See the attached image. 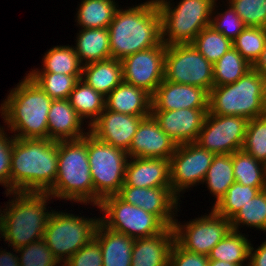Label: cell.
Segmentation results:
<instances>
[{"label": "cell", "mask_w": 266, "mask_h": 266, "mask_svg": "<svg viewBox=\"0 0 266 266\" xmlns=\"http://www.w3.org/2000/svg\"><path fill=\"white\" fill-rule=\"evenodd\" d=\"M58 141L14 138L10 193H47L58 173Z\"/></svg>", "instance_id": "cell-1"}, {"label": "cell", "mask_w": 266, "mask_h": 266, "mask_svg": "<svg viewBox=\"0 0 266 266\" xmlns=\"http://www.w3.org/2000/svg\"><path fill=\"white\" fill-rule=\"evenodd\" d=\"M112 59L122 60L138 51L158 45L161 40V18L156 0L118 8L108 27Z\"/></svg>", "instance_id": "cell-2"}, {"label": "cell", "mask_w": 266, "mask_h": 266, "mask_svg": "<svg viewBox=\"0 0 266 266\" xmlns=\"http://www.w3.org/2000/svg\"><path fill=\"white\" fill-rule=\"evenodd\" d=\"M52 101L26 74L3 100L0 113L15 138L48 139V112Z\"/></svg>", "instance_id": "cell-3"}, {"label": "cell", "mask_w": 266, "mask_h": 266, "mask_svg": "<svg viewBox=\"0 0 266 266\" xmlns=\"http://www.w3.org/2000/svg\"><path fill=\"white\" fill-rule=\"evenodd\" d=\"M6 195H13V198L6 202L3 211L0 209V227L1 236L8 246L18 249L42 239L51 214L46 204L52 197L48 193L35 192Z\"/></svg>", "instance_id": "cell-4"}, {"label": "cell", "mask_w": 266, "mask_h": 266, "mask_svg": "<svg viewBox=\"0 0 266 266\" xmlns=\"http://www.w3.org/2000/svg\"><path fill=\"white\" fill-rule=\"evenodd\" d=\"M58 173L51 197L94 206V187L87 152V134L76 140L58 141ZM86 203V204H85Z\"/></svg>", "instance_id": "cell-5"}, {"label": "cell", "mask_w": 266, "mask_h": 266, "mask_svg": "<svg viewBox=\"0 0 266 266\" xmlns=\"http://www.w3.org/2000/svg\"><path fill=\"white\" fill-rule=\"evenodd\" d=\"M208 112L248 120L266 115V80L252 68L234 83L213 86L209 91Z\"/></svg>", "instance_id": "cell-6"}, {"label": "cell", "mask_w": 266, "mask_h": 266, "mask_svg": "<svg viewBox=\"0 0 266 266\" xmlns=\"http://www.w3.org/2000/svg\"><path fill=\"white\" fill-rule=\"evenodd\" d=\"M216 1L181 0L174 7L170 0H156L161 18L162 42L167 46L191 44L201 30L211 25L212 15L216 13Z\"/></svg>", "instance_id": "cell-7"}, {"label": "cell", "mask_w": 266, "mask_h": 266, "mask_svg": "<svg viewBox=\"0 0 266 266\" xmlns=\"http://www.w3.org/2000/svg\"><path fill=\"white\" fill-rule=\"evenodd\" d=\"M87 152L94 187V206L117 195L125 181L129 156L126 151L98 140L87 130ZM128 158V159H127Z\"/></svg>", "instance_id": "cell-8"}, {"label": "cell", "mask_w": 266, "mask_h": 266, "mask_svg": "<svg viewBox=\"0 0 266 266\" xmlns=\"http://www.w3.org/2000/svg\"><path fill=\"white\" fill-rule=\"evenodd\" d=\"M99 221L100 218H84L51 210L43 239L61 266L94 238Z\"/></svg>", "instance_id": "cell-9"}, {"label": "cell", "mask_w": 266, "mask_h": 266, "mask_svg": "<svg viewBox=\"0 0 266 266\" xmlns=\"http://www.w3.org/2000/svg\"><path fill=\"white\" fill-rule=\"evenodd\" d=\"M97 208L104 212L100 221L106 227L134 239L159 234L167 227L156 215L124 202L117 195L104 198Z\"/></svg>", "instance_id": "cell-10"}, {"label": "cell", "mask_w": 266, "mask_h": 266, "mask_svg": "<svg viewBox=\"0 0 266 266\" xmlns=\"http://www.w3.org/2000/svg\"><path fill=\"white\" fill-rule=\"evenodd\" d=\"M164 79L201 87L209 93L214 83L213 64L192 44L169 45L164 59Z\"/></svg>", "instance_id": "cell-11"}, {"label": "cell", "mask_w": 266, "mask_h": 266, "mask_svg": "<svg viewBox=\"0 0 266 266\" xmlns=\"http://www.w3.org/2000/svg\"><path fill=\"white\" fill-rule=\"evenodd\" d=\"M214 156V153L202 148L196 142L177 146L170 158V183L172 193L179 200L182 191L199 183L203 184Z\"/></svg>", "instance_id": "cell-12"}, {"label": "cell", "mask_w": 266, "mask_h": 266, "mask_svg": "<svg viewBox=\"0 0 266 266\" xmlns=\"http://www.w3.org/2000/svg\"><path fill=\"white\" fill-rule=\"evenodd\" d=\"M175 219V241L185 250L208 256L212 248L231 230L230 220L217 215L213 210L209 215L195 218L185 225Z\"/></svg>", "instance_id": "cell-13"}, {"label": "cell", "mask_w": 266, "mask_h": 266, "mask_svg": "<svg viewBox=\"0 0 266 266\" xmlns=\"http://www.w3.org/2000/svg\"><path fill=\"white\" fill-rule=\"evenodd\" d=\"M248 119L207 113L196 143L209 152L233 154L243 147Z\"/></svg>", "instance_id": "cell-14"}, {"label": "cell", "mask_w": 266, "mask_h": 266, "mask_svg": "<svg viewBox=\"0 0 266 266\" xmlns=\"http://www.w3.org/2000/svg\"><path fill=\"white\" fill-rule=\"evenodd\" d=\"M167 45L162 41L121 60L123 81L144 89L151 96L164 80V59Z\"/></svg>", "instance_id": "cell-15"}, {"label": "cell", "mask_w": 266, "mask_h": 266, "mask_svg": "<svg viewBox=\"0 0 266 266\" xmlns=\"http://www.w3.org/2000/svg\"><path fill=\"white\" fill-rule=\"evenodd\" d=\"M117 196L128 204L156 215L167 227L174 226L179 199L172 193L171 187L141 188L124 183Z\"/></svg>", "instance_id": "cell-16"}, {"label": "cell", "mask_w": 266, "mask_h": 266, "mask_svg": "<svg viewBox=\"0 0 266 266\" xmlns=\"http://www.w3.org/2000/svg\"><path fill=\"white\" fill-rule=\"evenodd\" d=\"M148 116H134L104 109L89 126L98 140L128 151L140 122Z\"/></svg>", "instance_id": "cell-17"}, {"label": "cell", "mask_w": 266, "mask_h": 266, "mask_svg": "<svg viewBox=\"0 0 266 266\" xmlns=\"http://www.w3.org/2000/svg\"><path fill=\"white\" fill-rule=\"evenodd\" d=\"M208 108L151 111V115L177 145L196 142Z\"/></svg>", "instance_id": "cell-18"}, {"label": "cell", "mask_w": 266, "mask_h": 266, "mask_svg": "<svg viewBox=\"0 0 266 266\" xmlns=\"http://www.w3.org/2000/svg\"><path fill=\"white\" fill-rule=\"evenodd\" d=\"M177 146L150 115L140 122L127 154L129 158L170 159Z\"/></svg>", "instance_id": "cell-19"}, {"label": "cell", "mask_w": 266, "mask_h": 266, "mask_svg": "<svg viewBox=\"0 0 266 266\" xmlns=\"http://www.w3.org/2000/svg\"><path fill=\"white\" fill-rule=\"evenodd\" d=\"M208 99L209 93L201 87L164 79L151 96V111L208 108Z\"/></svg>", "instance_id": "cell-20"}, {"label": "cell", "mask_w": 266, "mask_h": 266, "mask_svg": "<svg viewBox=\"0 0 266 266\" xmlns=\"http://www.w3.org/2000/svg\"><path fill=\"white\" fill-rule=\"evenodd\" d=\"M126 165L125 181L127 186L154 188L171 187L170 159L129 158Z\"/></svg>", "instance_id": "cell-21"}, {"label": "cell", "mask_w": 266, "mask_h": 266, "mask_svg": "<svg viewBox=\"0 0 266 266\" xmlns=\"http://www.w3.org/2000/svg\"><path fill=\"white\" fill-rule=\"evenodd\" d=\"M175 242L174 227L161 233L134 240L131 266H169L170 252Z\"/></svg>", "instance_id": "cell-22"}, {"label": "cell", "mask_w": 266, "mask_h": 266, "mask_svg": "<svg viewBox=\"0 0 266 266\" xmlns=\"http://www.w3.org/2000/svg\"><path fill=\"white\" fill-rule=\"evenodd\" d=\"M83 121L68 99H53L48 112V139L61 141L83 138L88 133L82 128Z\"/></svg>", "instance_id": "cell-23"}, {"label": "cell", "mask_w": 266, "mask_h": 266, "mask_svg": "<svg viewBox=\"0 0 266 266\" xmlns=\"http://www.w3.org/2000/svg\"><path fill=\"white\" fill-rule=\"evenodd\" d=\"M151 95L122 81L105 97V109L134 116L151 115Z\"/></svg>", "instance_id": "cell-24"}, {"label": "cell", "mask_w": 266, "mask_h": 266, "mask_svg": "<svg viewBox=\"0 0 266 266\" xmlns=\"http://www.w3.org/2000/svg\"><path fill=\"white\" fill-rule=\"evenodd\" d=\"M94 237L101 248L102 266H131L134 238L106 227L101 221Z\"/></svg>", "instance_id": "cell-25"}, {"label": "cell", "mask_w": 266, "mask_h": 266, "mask_svg": "<svg viewBox=\"0 0 266 266\" xmlns=\"http://www.w3.org/2000/svg\"><path fill=\"white\" fill-rule=\"evenodd\" d=\"M81 80L106 97L123 81L121 60L110 58L83 65Z\"/></svg>", "instance_id": "cell-26"}, {"label": "cell", "mask_w": 266, "mask_h": 266, "mask_svg": "<svg viewBox=\"0 0 266 266\" xmlns=\"http://www.w3.org/2000/svg\"><path fill=\"white\" fill-rule=\"evenodd\" d=\"M77 35L74 51L82 65L111 58L108 28H83Z\"/></svg>", "instance_id": "cell-27"}, {"label": "cell", "mask_w": 266, "mask_h": 266, "mask_svg": "<svg viewBox=\"0 0 266 266\" xmlns=\"http://www.w3.org/2000/svg\"><path fill=\"white\" fill-rule=\"evenodd\" d=\"M70 105L76 110L77 114L88 120V127L99 117L105 109V97L88 86L81 79L76 83L68 98ZM91 119V120H90Z\"/></svg>", "instance_id": "cell-28"}, {"label": "cell", "mask_w": 266, "mask_h": 266, "mask_svg": "<svg viewBox=\"0 0 266 266\" xmlns=\"http://www.w3.org/2000/svg\"><path fill=\"white\" fill-rule=\"evenodd\" d=\"M117 6L115 0H82L77 11V25L81 28H108Z\"/></svg>", "instance_id": "cell-29"}, {"label": "cell", "mask_w": 266, "mask_h": 266, "mask_svg": "<svg viewBox=\"0 0 266 266\" xmlns=\"http://www.w3.org/2000/svg\"><path fill=\"white\" fill-rule=\"evenodd\" d=\"M233 154H218L213 157L203 184H207L210 193L216 198L214 205L225 195L234 183Z\"/></svg>", "instance_id": "cell-30"}, {"label": "cell", "mask_w": 266, "mask_h": 266, "mask_svg": "<svg viewBox=\"0 0 266 266\" xmlns=\"http://www.w3.org/2000/svg\"><path fill=\"white\" fill-rule=\"evenodd\" d=\"M251 241L240 231L230 230L208 255L209 260L226 261L243 265L249 260Z\"/></svg>", "instance_id": "cell-31"}, {"label": "cell", "mask_w": 266, "mask_h": 266, "mask_svg": "<svg viewBox=\"0 0 266 266\" xmlns=\"http://www.w3.org/2000/svg\"><path fill=\"white\" fill-rule=\"evenodd\" d=\"M233 173L237 183L256 187L260 191L265 189L266 165L242 149L233 153Z\"/></svg>", "instance_id": "cell-32"}, {"label": "cell", "mask_w": 266, "mask_h": 266, "mask_svg": "<svg viewBox=\"0 0 266 266\" xmlns=\"http://www.w3.org/2000/svg\"><path fill=\"white\" fill-rule=\"evenodd\" d=\"M43 69L31 72H50L65 75H82L83 65L80 63L74 47L55 46L49 49L43 57ZM37 70V71H36Z\"/></svg>", "instance_id": "cell-33"}, {"label": "cell", "mask_w": 266, "mask_h": 266, "mask_svg": "<svg viewBox=\"0 0 266 266\" xmlns=\"http://www.w3.org/2000/svg\"><path fill=\"white\" fill-rule=\"evenodd\" d=\"M251 69L252 65L232 47L213 64V86L234 83Z\"/></svg>", "instance_id": "cell-34"}, {"label": "cell", "mask_w": 266, "mask_h": 266, "mask_svg": "<svg viewBox=\"0 0 266 266\" xmlns=\"http://www.w3.org/2000/svg\"><path fill=\"white\" fill-rule=\"evenodd\" d=\"M246 225L266 232V190H261L230 219L231 230Z\"/></svg>", "instance_id": "cell-35"}, {"label": "cell", "mask_w": 266, "mask_h": 266, "mask_svg": "<svg viewBox=\"0 0 266 266\" xmlns=\"http://www.w3.org/2000/svg\"><path fill=\"white\" fill-rule=\"evenodd\" d=\"M27 75L52 99H68L82 76L30 71Z\"/></svg>", "instance_id": "cell-36"}, {"label": "cell", "mask_w": 266, "mask_h": 266, "mask_svg": "<svg viewBox=\"0 0 266 266\" xmlns=\"http://www.w3.org/2000/svg\"><path fill=\"white\" fill-rule=\"evenodd\" d=\"M191 44L212 64L233 47L232 41L211 25L201 30Z\"/></svg>", "instance_id": "cell-37"}, {"label": "cell", "mask_w": 266, "mask_h": 266, "mask_svg": "<svg viewBox=\"0 0 266 266\" xmlns=\"http://www.w3.org/2000/svg\"><path fill=\"white\" fill-rule=\"evenodd\" d=\"M260 190L256 187L241 185L234 182L225 195L213 205L212 210L219 216L230 220Z\"/></svg>", "instance_id": "cell-38"}, {"label": "cell", "mask_w": 266, "mask_h": 266, "mask_svg": "<svg viewBox=\"0 0 266 266\" xmlns=\"http://www.w3.org/2000/svg\"><path fill=\"white\" fill-rule=\"evenodd\" d=\"M266 42V28L247 26L232 41L233 48L252 66L259 59Z\"/></svg>", "instance_id": "cell-39"}, {"label": "cell", "mask_w": 266, "mask_h": 266, "mask_svg": "<svg viewBox=\"0 0 266 266\" xmlns=\"http://www.w3.org/2000/svg\"><path fill=\"white\" fill-rule=\"evenodd\" d=\"M242 150L266 165V115L248 121Z\"/></svg>", "instance_id": "cell-40"}, {"label": "cell", "mask_w": 266, "mask_h": 266, "mask_svg": "<svg viewBox=\"0 0 266 266\" xmlns=\"http://www.w3.org/2000/svg\"><path fill=\"white\" fill-rule=\"evenodd\" d=\"M12 250L18 253L19 256L21 255L19 257L20 266H59L60 264L43 238L27 246Z\"/></svg>", "instance_id": "cell-41"}, {"label": "cell", "mask_w": 266, "mask_h": 266, "mask_svg": "<svg viewBox=\"0 0 266 266\" xmlns=\"http://www.w3.org/2000/svg\"><path fill=\"white\" fill-rule=\"evenodd\" d=\"M227 4L246 26L266 28V0H231Z\"/></svg>", "instance_id": "cell-42"}, {"label": "cell", "mask_w": 266, "mask_h": 266, "mask_svg": "<svg viewBox=\"0 0 266 266\" xmlns=\"http://www.w3.org/2000/svg\"><path fill=\"white\" fill-rule=\"evenodd\" d=\"M228 6L225 12H217L215 16H212L211 26L216 31L222 33L226 38L233 41L247 26L235 10L230 5Z\"/></svg>", "instance_id": "cell-43"}, {"label": "cell", "mask_w": 266, "mask_h": 266, "mask_svg": "<svg viewBox=\"0 0 266 266\" xmlns=\"http://www.w3.org/2000/svg\"><path fill=\"white\" fill-rule=\"evenodd\" d=\"M63 266H102V253L99 241L94 237L73 256H71Z\"/></svg>", "instance_id": "cell-44"}, {"label": "cell", "mask_w": 266, "mask_h": 266, "mask_svg": "<svg viewBox=\"0 0 266 266\" xmlns=\"http://www.w3.org/2000/svg\"><path fill=\"white\" fill-rule=\"evenodd\" d=\"M0 126V185L10 193V168L14 136L6 135L7 132Z\"/></svg>", "instance_id": "cell-45"}, {"label": "cell", "mask_w": 266, "mask_h": 266, "mask_svg": "<svg viewBox=\"0 0 266 266\" xmlns=\"http://www.w3.org/2000/svg\"><path fill=\"white\" fill-rule=\"evenodd\" d=\"M208 264V256L189 252L182 248L176 241L173 243L169 266H208Z\"/></svg>", "instance_id": "cell-46"}, {"label": "cell", "mask_w": 266, "mask_h": 266, "mask_svg": "<svg viewBox=\"0 0 266 266\" xmlns=\"http://www.w3.org/2000/svg\"><path fill=\"white\" fill-rule=\"evenodd\" d=\"M253 248L252 244L249 251V262L246 266H266V241L260 246Z\"/></svg>", "instance_id": "cell-47"}, {"label": "cell", "mask_w": 266, "mask_h": 266, "mask_svg": "<svg viewBox=\"0 0 266 266\" xmlns=\"http://www.w3.org/2000/svg\"><path fill=\"white\" fill-rule=\"evenodd\" d=\"M0 266H20L19 256L13 252L0 249Z\"/></svg>", "instance_id": "cell-48"}, {"label": "cell", "mask_w": 266, "mask_h": 266, "mask_svg": "<svg viewBox=\"0 0 266 266\" xmlns=\"http://www.w3.org/2000/svg\"><path fill=\"white\" fill-rule=\"evenodd\" d=\"M252 68L255 71H258L266 80V42L263 51L261 52V55L259 59L256 61V63L252 66Z\"/></svg>", "instance_id": "cell-49"}, {"label": "cell", "mask_w": 266, "mask_h": 266, "mask_svg": "<svg viewBox=\"0 0 266 266\" xmlns=\"http://www.w3.org/2000/svg\"><path fill=\"white\" fill-rule=\"evenodd\" d=\"M208 266H243V265H237L226 261H220V260H209Z\"/></svg>", "instance_id": "cell-50"}]
</instances>
